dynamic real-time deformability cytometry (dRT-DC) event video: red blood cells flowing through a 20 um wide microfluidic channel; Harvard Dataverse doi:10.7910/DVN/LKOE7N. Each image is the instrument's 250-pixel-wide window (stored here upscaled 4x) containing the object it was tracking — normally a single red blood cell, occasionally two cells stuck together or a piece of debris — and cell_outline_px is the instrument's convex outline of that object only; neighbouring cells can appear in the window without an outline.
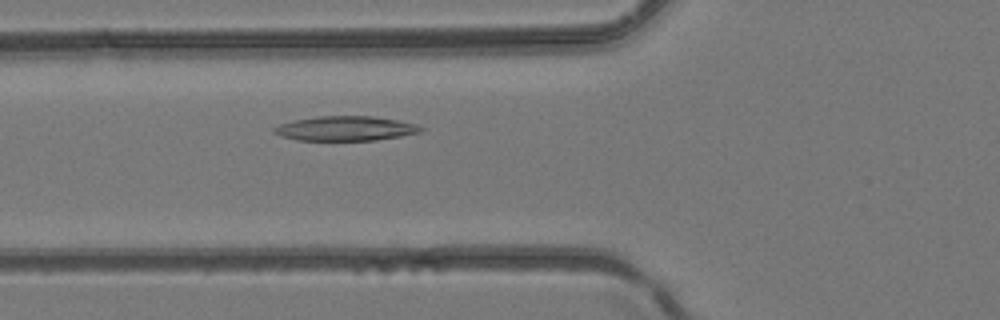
{"species": "common noctule bat (a hibernating species)", "species_latin": "Nyctalus noctula", "temperature_condition": "room temperature", "stored_images_in_passage": 28, "camera_frame_rate_fps": 3000, "um_per_image_px": 0.085, "animal": {"sex": "female", "body_mass_g": 24.6, "forearm_length_mm": 56.2}, "frame": {"image": 1, "passage_image": 3, "time_ms": 0.667, "image_size_px": [1000, 320], "cell_outline_px": [[424, 128], [420, 132], [400, 136], [376, 140], [296, 140], [280, 136], [272, 132], [272, 128], [280, 124], [292, 120], [316, 116], [376, 116], [416, 124]], "centroid_in_image_um": [29.32, 10.91], "position_along_channel_um": 96.5, "area_um2": 21.1}}
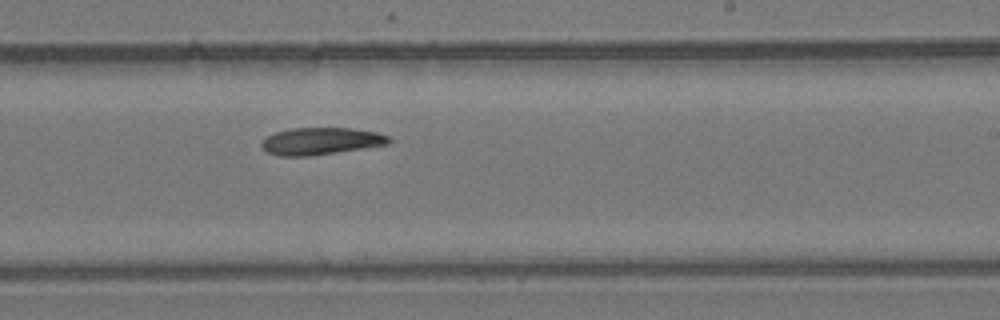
{"frame": {"image": 2, "passage_image": 13, "time_ms": 4.0, "image_size_px": [1000, 320], "cell_outline_px": [[392, 140], [388, 144], [364, 148], [308, 156], [276, 156], [268, 152], [260, 144], [268, 136], [276, 132], [292, 128], [352, 128], [376, 132], [388, 136]], "centroid_in_image_um": [27.28, 11.99], "position_along_channel_um": 261.7, "area_um2": 19.94}}
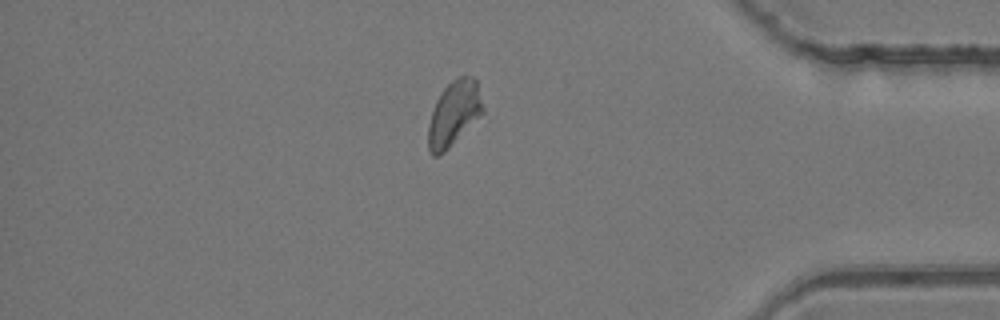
{"frame": {"image": 3, "passage_image": 23, "time_ms": 7.333, "image_size_px": [1000, 320], "cell_outline_px": [[484, 112], [444, 152], [436, 156], [432, 156], [428, 152], [428, 124], [436, 100], [444, 88], [452, 80], [460, 76], [472, 76], [476, 80], [484, 108]], "centroid_in_image_um": [38.57, 9.64], "position_along_channel_um": 396.6, "area_um2": 20.46}}